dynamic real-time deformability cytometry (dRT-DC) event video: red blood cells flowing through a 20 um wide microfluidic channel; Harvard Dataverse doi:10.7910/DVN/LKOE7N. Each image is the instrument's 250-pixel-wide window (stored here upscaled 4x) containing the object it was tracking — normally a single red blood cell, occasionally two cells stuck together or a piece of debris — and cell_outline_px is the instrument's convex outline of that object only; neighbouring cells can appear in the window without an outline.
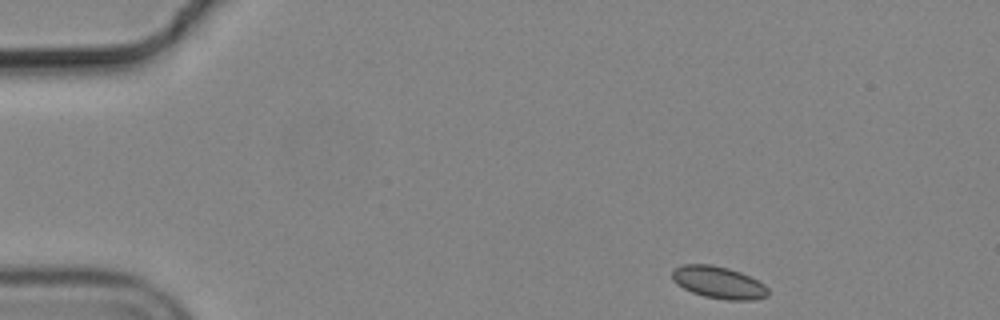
{"species": "common noctule bat (a hibernating species)", "species_latin": "Nyctalus noctula", "temperature_condition": "cold", "stored_images_in_passage": 11, "camera_frame_rate_fps": 3000, "um_per_image_px": 0.085, "animal": {"sex": "male", "body_mass_g": 19.2, "forearm_length_mm": 51.8}, "frame": {"image": 1, "passage_image": 1, "time_ms": 0.0, "image_size_px": [1000, 320], "cell_outline_px": [[768, 296], [752, 300], [728, 300], [704, 296], [692, 292], [676, 284], [672, 280], [672, 272], [676, 268], [684, 264], [712, 264], [728, 268], [740, 272], [764, 284], [768, 288]], "centroid_in_image_um": [61.07, 24.01], "position_along_channel_um": 23.9, "area_um2": 17.86}}
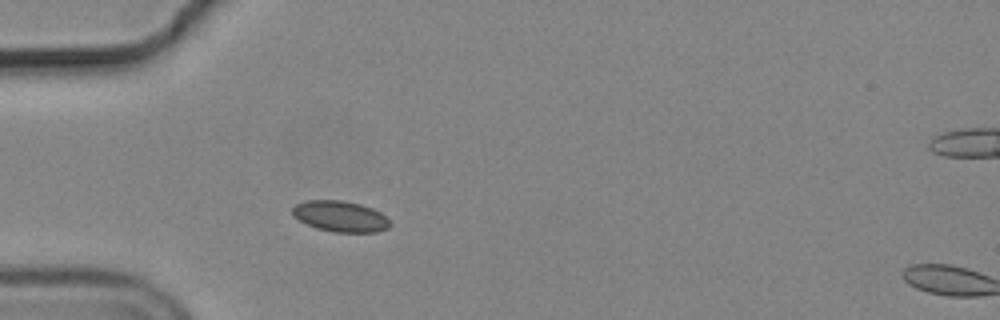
{"frame": {"image": 2, "passage_image": 10, "time_ms": 3.0, "image_size_px": [1000, 320], "cell_outline_px": [[392, 224], [388, 228], [376, 232], [332, 232], [316, 228], [292, 216], [292, 208], [296, 204], [308, 200], [340, 200], [360, 204], [372, 208], [380, 212]], "centroid_in_image_um": [28.92, 18.39], "position_along_channel_um": 56.1, "area_um2": 17.51}}